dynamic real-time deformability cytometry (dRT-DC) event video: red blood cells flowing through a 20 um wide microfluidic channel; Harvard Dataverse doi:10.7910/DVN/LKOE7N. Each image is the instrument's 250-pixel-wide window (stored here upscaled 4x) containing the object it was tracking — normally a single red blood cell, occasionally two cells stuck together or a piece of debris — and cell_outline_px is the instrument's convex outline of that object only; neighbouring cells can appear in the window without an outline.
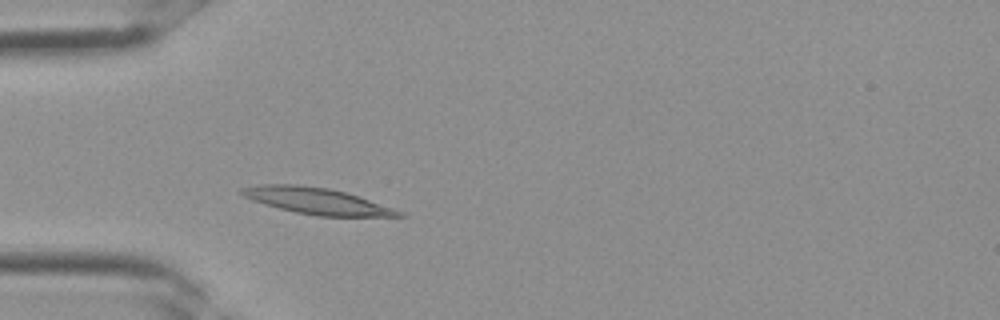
{"species": "Egyptian fruit bat (a non-hibernating species)", "species_latin": "Rousettus aegyptiacus", "temperature_condition": "room temperature", "stored_images_in_passage": 30, "camera_frame_rate_fps": 3000, "um_per_image_px": 0.085, "frame": {"image": 1, "passage_image": 5, "time_ms": 1.333, "image_size_px": [1000, 320], "cell_outline_px": [[408, 216], [316, 216], [296, 212], [264, 204], [252, 200], [244, 196], [240, 192], [240, 188], [260, 184], [296, 184], [328, 188], [344, 192], [404, 212]], "centroid_in_image_um": [26.88, 17.08], "position_along_channel_um": 58.1, "area_um2": 23.7}}
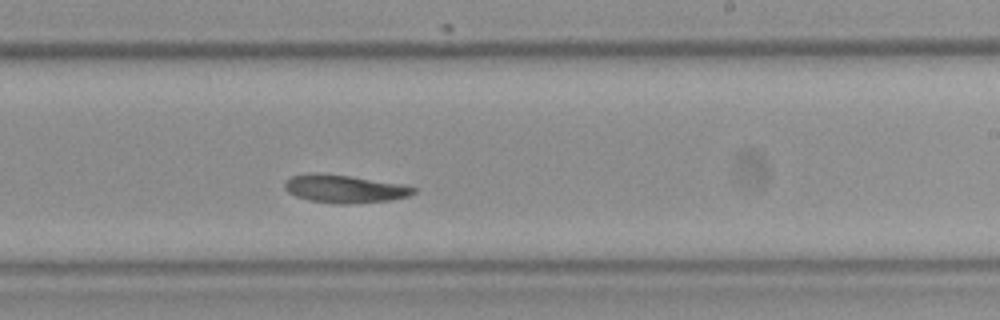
{"frame": {"image": 2, "passage_image": 16, "time_ms": 5.0, "image_size_px": [1000, 320], "cell_outline_px": [[416, 192], [408, 196], [392, 200], [348, 204], [344, 204], [308, 200], [296, 196], [288, 192], [284, 188], [284, 180], [292, 176], [316, 172], [348, 176], [400, 184], [416, 188]], "centroid_in_image_um": [29.25, 16.05], "position_along_channel_um": 259.8, "area_um2": 20.81}}
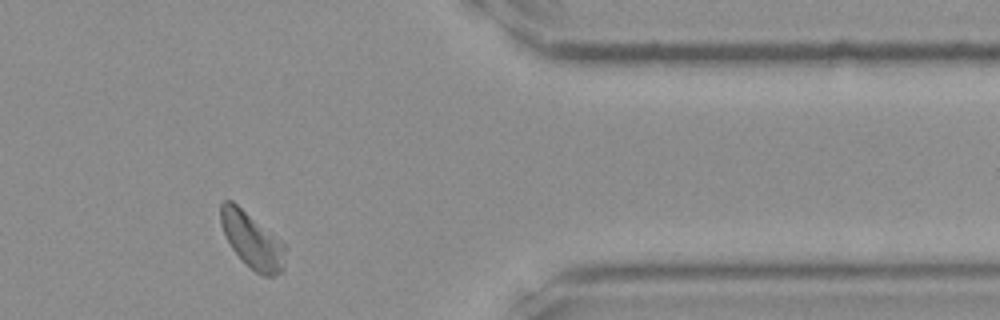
{"frame": {"image": 3, "passage_image": 24, "time_ms": 7.667, "image_size_px": [1000, 320], "cell_outline_px": [[284, 268], [280, 272], [272, 276], [264, 276], [256, 272], [232, 248], [220, 224], [220, 204], [224, 200], [232, 200], [280, 240], [284, 244]], "centroid_in_image_um": [21.4, 20.4], "position_along_channel_um": 390.0, "area_um2": 20.29}}